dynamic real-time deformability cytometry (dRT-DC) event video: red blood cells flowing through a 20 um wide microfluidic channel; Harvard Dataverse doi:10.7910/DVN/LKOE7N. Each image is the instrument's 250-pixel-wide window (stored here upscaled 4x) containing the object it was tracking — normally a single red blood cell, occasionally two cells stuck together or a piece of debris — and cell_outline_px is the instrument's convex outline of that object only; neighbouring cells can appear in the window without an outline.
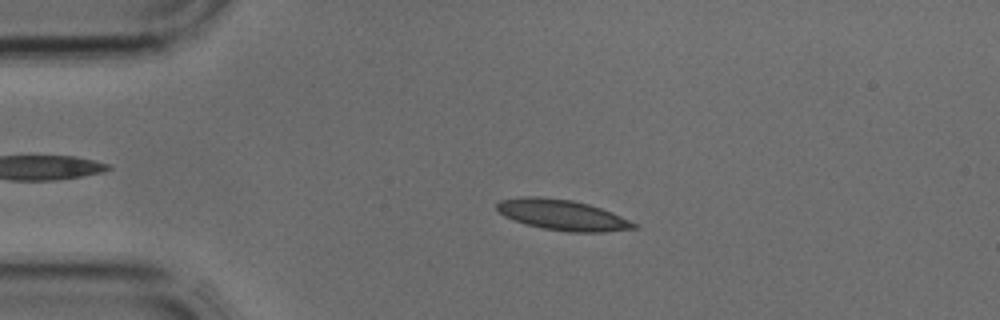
{"species": "common noctule bat (a hibernating species)", "species_latin": "Nyctalus noctula", "temperature_condition": "cold", "stored_images_in_passage": 4, "segment_of_instrument_passage": [1, 2], "camera_frame_rate_fps": 3000, "um_per_image_px": 0.085, "animal": {"sex": "male", "body_mass_g": 17.9, "forearm_length_mm": 54.2}, "frame": {"image": 1, "passage_image": 2, "time_ms": 0.333, "image_size_px": [1000, 320], "cell_outline_px": [[640, 228], [604, 232], [568, 232], [544, 228], [524, 224], [512, 220], [504, 216], [496, 208], [496, 204], [500, 200], [520, 196], [536, 196], [572, 200], [588, 204], [612, 212], [640, 224]], "centroid_in_image_um": [47.83, 18.27], "position_along_channel_um": 37.2, "area_um2": 24.68}}